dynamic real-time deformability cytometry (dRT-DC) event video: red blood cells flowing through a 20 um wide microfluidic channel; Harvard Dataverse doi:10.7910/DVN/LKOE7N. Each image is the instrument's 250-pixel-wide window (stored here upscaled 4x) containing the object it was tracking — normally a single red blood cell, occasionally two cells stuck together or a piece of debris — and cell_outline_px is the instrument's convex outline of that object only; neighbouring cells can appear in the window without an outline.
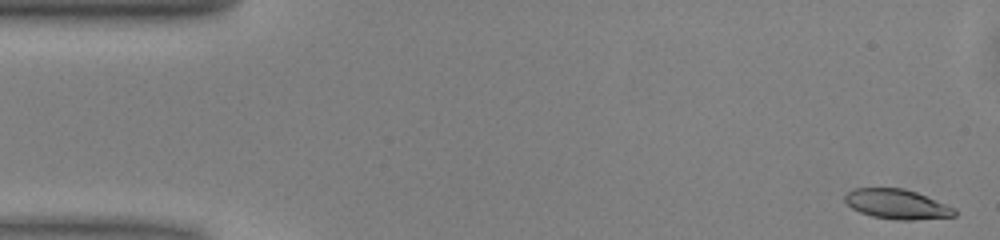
{"species": "common noctule bat (a hibernating species)", "species_latin": "Nyctalus noctula", "temperature_condition": "warm", "stored_images_in_passage": 50, "camera_frame_rate_fps": 3000, "um_per_image_px": 0.085, "animal": {"sex": "male", "body_mass_g": 13.0, "forearm_length_mm": 53.1}, "frame": {"image": 1, "passage_image": 1, "time_ms": 0.0, "image_size_px": [1000, 240], "cell_outline_px": [[956, 216], [916, 220], [900, 220], [872, 216], [860, 212], [852, 208], [844, 200], [844, 196], [848, 192], [856, 188], [904, 188], [916, 192], [956, 208]], "centroid_in_image_um": [76.27, 17.36], "position_along_channel_um": 8.7, "area_um2": 18.96}}
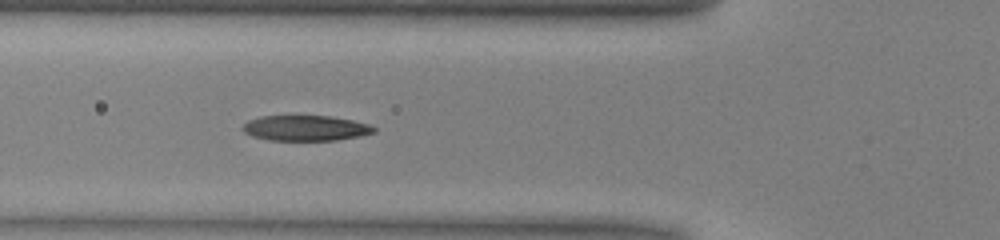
{"frame": {"image": 2, "passage_image": 17, "time_ms": 5.333, "image_size_px": [1000, 240], "cell_outline_px": [[376, 132], [360, 136], [336, 140], [268, 140], [252, 136], [244, 132], [240, 128], [248, 120], [260, 116], [332, 116], [352, 120], [368, 124], [376, 128]], "centroid_in_image_um": [25.96, 10.89], "position_along_channel_um": 99.8, "area_um2": 19.48}}
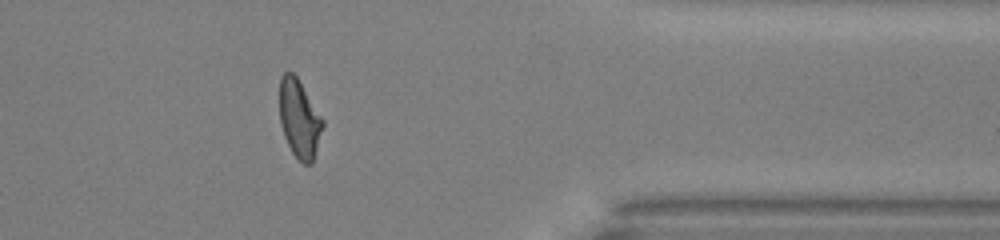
{"frame": {"image": 3, "passage_image": 40, "time_ms": 13.0, "image_size_px": [1000, 240], "cell_outline_px": [[324, 124], [312, 164], [304, 164], [296, 160], [284, 136], [280, 124], [280, 76], [284, 72], [292, 72], [296, 76], [324, 120]], "centroid_in_image_um": [25.44, 10.12], "position_along_channel_um": 386.0, "area_um2": 19.65}, "authors_computed_cell_mechanics": {"area_um2": 20.2011, "velocity_mm_per_s": 4.0358, "shape_relaxation_time_tau1_ms": 4.2291, "shape_relaxation_time_tau2_ms": 1.5853, "deformation_change_tau1": 0.198, "deformation_change_tau2": 0.0911}}